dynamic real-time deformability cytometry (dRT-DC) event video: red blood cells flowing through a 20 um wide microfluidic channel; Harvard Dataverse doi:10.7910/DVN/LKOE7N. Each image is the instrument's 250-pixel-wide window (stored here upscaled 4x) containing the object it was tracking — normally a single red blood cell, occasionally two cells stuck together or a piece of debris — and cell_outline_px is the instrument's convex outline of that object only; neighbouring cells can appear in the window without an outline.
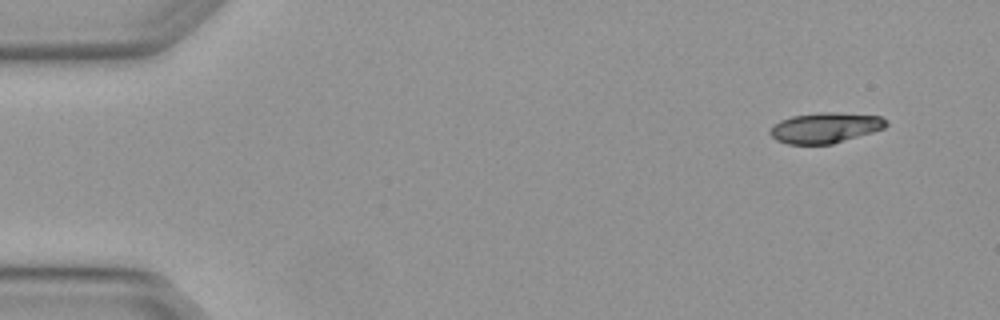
{"species": "Egyptian fruit bat (a non-hibernating species)", "species_latin": "Rousettus aegyptiacus", "temperature_condition": "warm", "stored_images_in_passage": 4, "camera_frame_rate_fps": 3000, "um_per_image_px": 0.085, "animal": {"sex": "female"}, "frame": {"image": 1, "passage_image": 1, "time_ms": 0.0, "image_size_px": [1000, 320], "cell_outline_px": [[888, 124], [884, 128], [872, 132], [832, 144], [788, 144], [776, 140], [768, 132], [780, 120], [792, 116], [816, 112], [836, 112], [880, 116], [888, 120]], "centroid_in_image_um": [70.15, 10.85], "position_along_channel_um": 14.8, "area_um2": 20.58}}
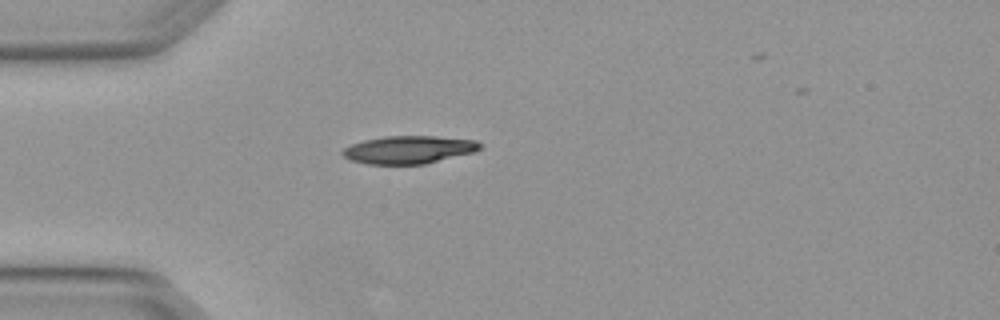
{"frame": {"image": 2, "passage_image": 4, "time_ms": 1.0, "image_size_px": [1000, 320], "cell_outline_px": [[480, 148], [476, 152], [424, 164], [368, 164], [348, 160], [340, 152], [344, 148], [352, 144], [364, 140], [384, 136], [436, 136], [476, 140], [480, 144]], "centroid_in_image_um": [34.73, 12.72], "position_along_channel_um": 50.3, "area_um2": 22.37}}